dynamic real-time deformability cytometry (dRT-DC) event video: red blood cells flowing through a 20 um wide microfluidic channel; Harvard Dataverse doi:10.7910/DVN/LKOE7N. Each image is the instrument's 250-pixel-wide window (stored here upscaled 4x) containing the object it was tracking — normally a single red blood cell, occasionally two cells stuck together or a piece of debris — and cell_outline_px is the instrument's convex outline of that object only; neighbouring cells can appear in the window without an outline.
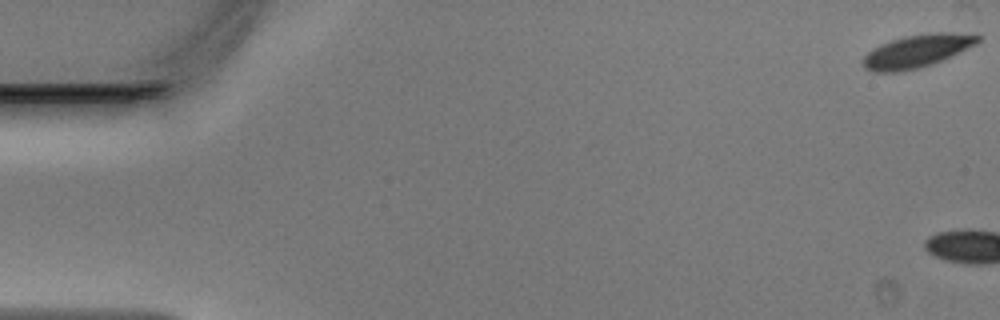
{"species": "Egyptian fruit bat (a non-hibernating species)", "species_latin": "Rousettus aegyptiacus", "temperature_condition": "warm", "stored_images_in_passage": 3, "camera_frame_rate_fps": 3000, "um_per_image_px": 0.085, "animal": {"sex": "male"}, "frame": {"image": 1, "passage_image": 1, "time_ms": 0.0, "image_size_px": [1000, 320], "cell_outline_px": [[984, 36], [976, 44], [952, 56], [932, 64], [920, 68], [896, 72], [872, 72], [864, 68], [860, 60], [872, 48], [892, 40], [904, 36], [936, 32], [976, 32]], "centroid_in_image_um": [78.0, 4.32], "position_along_channel_um": 7.0, "area_um2": 22.48}}